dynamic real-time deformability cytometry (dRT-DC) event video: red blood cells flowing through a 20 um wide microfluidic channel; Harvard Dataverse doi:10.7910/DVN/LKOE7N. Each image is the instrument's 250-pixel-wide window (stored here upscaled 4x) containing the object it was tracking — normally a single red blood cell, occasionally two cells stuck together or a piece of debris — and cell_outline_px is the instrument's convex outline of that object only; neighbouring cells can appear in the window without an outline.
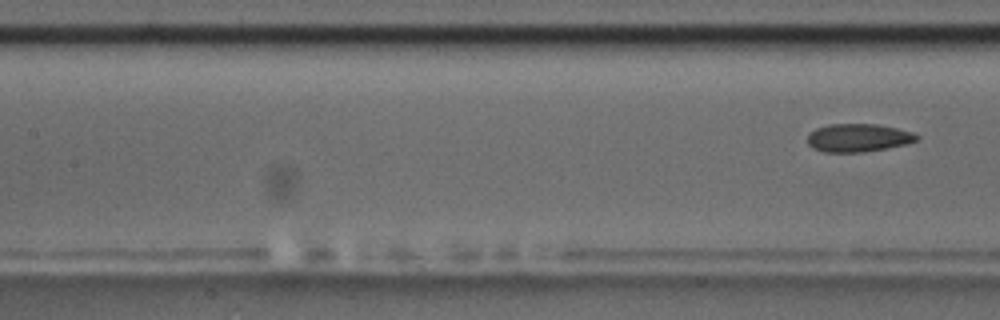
{"species": "common noctule bat (a hibernating species)", "species_latin": "Nyctalus noctula", "temperature_condition": "room temperature", "stored_images_in_passage": 7, "segment_of_instrument_passage": [2, 2], "camera_frame_rate_fps": 3000, "um_per_image_px": 0.085, "animal": {"sex": "male", "body_mass_g": 17.5, "forearm_length_mm": 52.3}, "frame": {"image": 1, "passage_image": 7, "time_ms": 8.667, "image_size_px": [1000, 320], "cell_outline_px": [[920, 136], [916, 140], [904, 144], [864, 152], [824, 152], [812, 148], [808, 144], [808, 132], [816, 128], [828, 124], [880, 124], [912, 132]], "centroid_in_image_um": [72.9, 11.7], "position_along_channel_um": 134.5, "area_um2": 17.86}}